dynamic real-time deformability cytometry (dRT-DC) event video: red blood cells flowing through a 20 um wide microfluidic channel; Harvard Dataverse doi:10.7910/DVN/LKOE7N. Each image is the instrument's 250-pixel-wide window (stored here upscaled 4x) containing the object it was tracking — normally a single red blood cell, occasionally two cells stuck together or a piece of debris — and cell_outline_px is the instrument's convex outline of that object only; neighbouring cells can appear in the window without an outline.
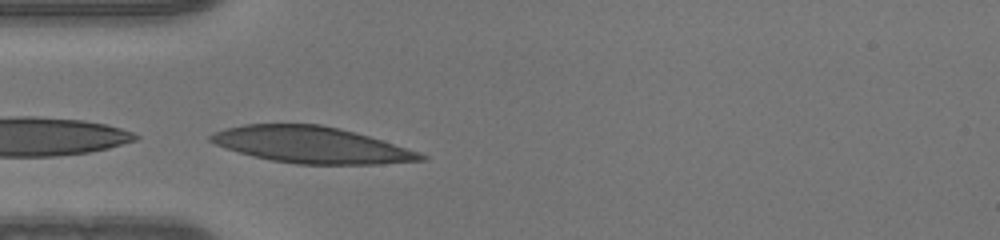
{"species": "human", "species_latin": "Homo sapiens", "temperature_condition": "warm", "stored_images_in_passage": 36, "camera_frame_rate_fps": 3000, "um_per_image_px": 0.085, "donor": {"sex": "male"}, "frame": {"image": 1, "passage_image": 1, "time_ms": 0.0, "image_size_px": [1000, 240], "cell_outline_px": [[428, 160], [376, 164], [296, 164], [272, 160], [252, 156], [224, 148], [208, 140], [208, 136], [224, 128], [244, 124], [320, 124], [340, 128], [368, 136], [420, 152], [428, 156]], "centroid_in_image_um": [26.46, 12.31], "position_along_channel_um": 58.5, "area_um2": 44.51}}
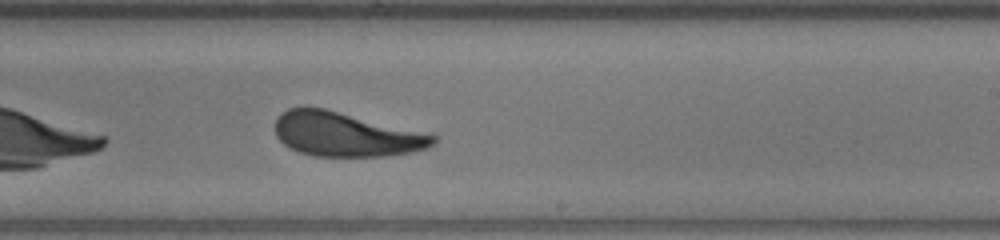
{"frame": {"image": 2, "passage_image": 16, "time_ms": 5.0, "image_size_px": [1000, 240], "cell_outline_px": [[436, 140], [428, 148], [412, 152], [384, 156], [312, 156], [288, 148], [276, 136], [276, 120], [280, 112], [288, 108], [324, 108], [432, 132], [436, 136]], "centroid_in_image_um": [29.46, 11.41], "position_along_channel_um": 259.5, "area_um2": 41.33}}
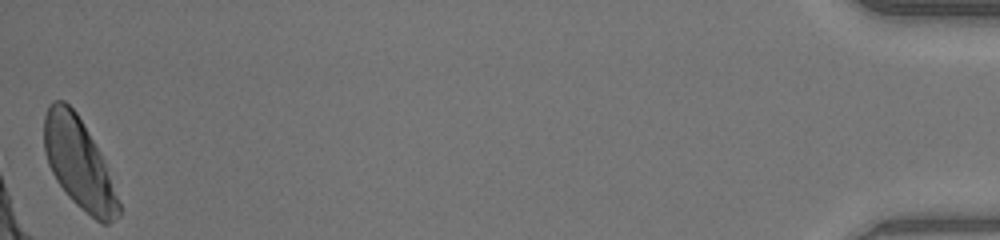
{"frame": {"image": 3, "passage_image": 36, "time_ms": 11.667, "image_size_px": [1000, 240], "cell_outline_px": [[120, 216], [108, 224], [100, 224], [80, 208], [68, 196], [56, 180], [48, 164], [44, 152], [44, 116], [48, 104], [52, 100], [64, 100], [76, 112], [92, 140], [104, 164], [120, 204]], "centroid_in_image_um": [6.66, 13.9], "position_along_channel_um": 428.5, "area_um2": 38.55}}